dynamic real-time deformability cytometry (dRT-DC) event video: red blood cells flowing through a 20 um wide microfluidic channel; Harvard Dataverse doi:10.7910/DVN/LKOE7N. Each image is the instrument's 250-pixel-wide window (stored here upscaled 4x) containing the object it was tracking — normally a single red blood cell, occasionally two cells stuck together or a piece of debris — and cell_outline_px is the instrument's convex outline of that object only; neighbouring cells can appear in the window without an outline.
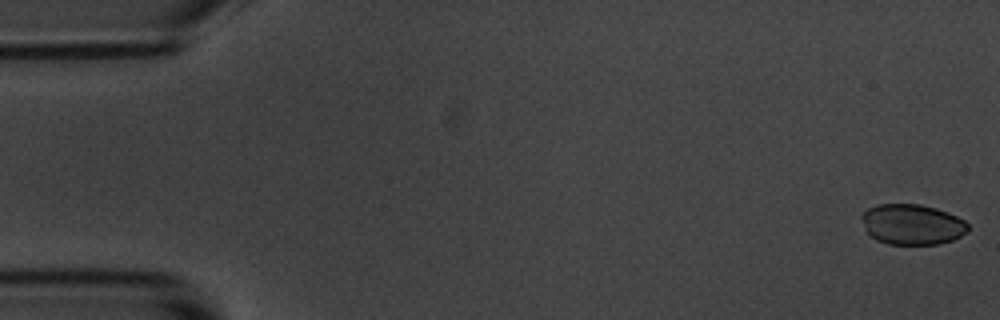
{"species": "common noctule bat (a hibernating species)", "species_latin": "Nyctalus noctula", "temperature_condition": "room temperature", "stored_images_in_passage": 55, "camera_frame_rate_fps": 3000, "um_per_image_px": 0.085, "animal": {"sex": "male", "body_mass_g": 20.1, "forearm_length_mm": 53.5}, "frame": {"image": 1, "passage_image": 1, "time_ms": 0.0, "image_size_px": [1000, 320], "cell_outline_px": [[968, 232], [952, 240], [936, 244], [888, 244], [876, 240], [864, 228], [860, 216], [868, 208], [876, 204], [920, 204], [936, 208], [948, 212], [964, 220], [968, 224]], "centroid_in_image_um": [77.52, 19.06], "position_along_channel_um": 7.5, "area_um2": 25.14}}
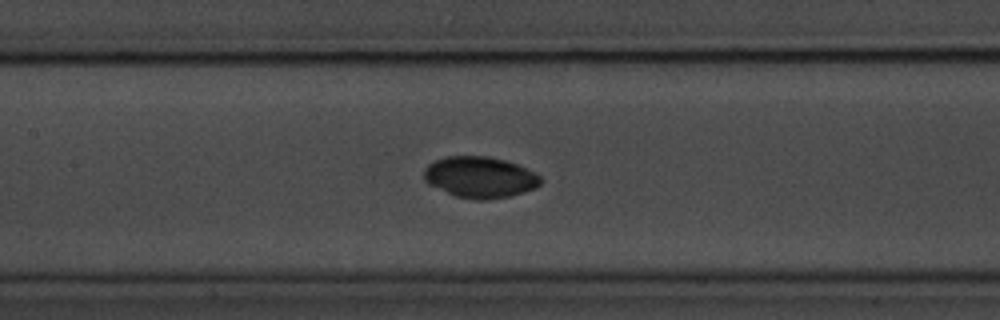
{"frame": {"image": 2, "passage_image": 25, "time_ms": 8.0, "image_size_px": [1000, 320], "cell_outline_px": [[544, 180], [536, 188], [524, 192], [508, 196], [484, 200], [476, 200], [456, 196], [428, 184], [424, 180], [424, 168], [428, 164], [436, 160], [448, 156], [488, 156], [504, 160], [516, 164], [540, 176]], "centroid_in_image_um": [40.79, 15.06], "position_along_channel_um": 166.6, "area_um2": 27.86}}
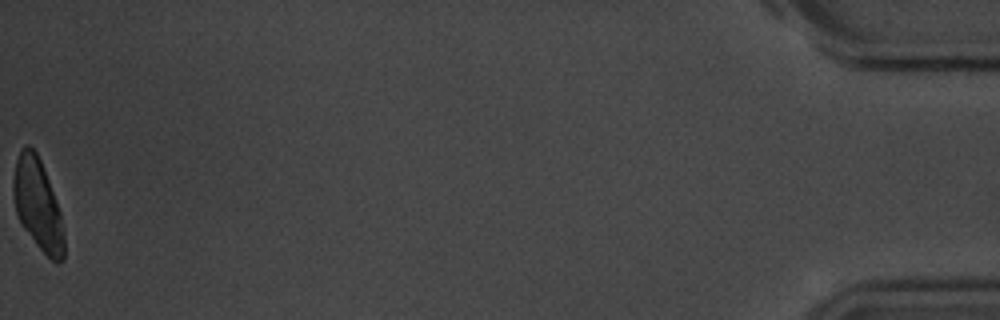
{"frame": {"image": 3, "passage_image": 55, "time_ms": 18.0, "image_size_px": [1000, 320], "cell_outline_px": [[64, 260], [60, 264], [56, 264], [36, 244], [20, 224], [16, 212], [12, 196], [12, 176], [16, 160], [24, 144], [28, 144], [36, 152], [40, 160], [48, 180], [60, 212], [64, 232]], "centroid_in_image_um": [3.19, 17.41], "position_along_channel_um": 432.0, "area_um2": 27.05}, "authors_computed_cell_mechanics": {"area_um2": 27.455, "velocity_mm_per_s": 3.6629, "shape_relaxation_time_tau1_ms": 7.4059, "shape_relaxation_time_tau2_ms": null, "deformation_change_tau1": 0.093, "deformation_change_tau2": null}}